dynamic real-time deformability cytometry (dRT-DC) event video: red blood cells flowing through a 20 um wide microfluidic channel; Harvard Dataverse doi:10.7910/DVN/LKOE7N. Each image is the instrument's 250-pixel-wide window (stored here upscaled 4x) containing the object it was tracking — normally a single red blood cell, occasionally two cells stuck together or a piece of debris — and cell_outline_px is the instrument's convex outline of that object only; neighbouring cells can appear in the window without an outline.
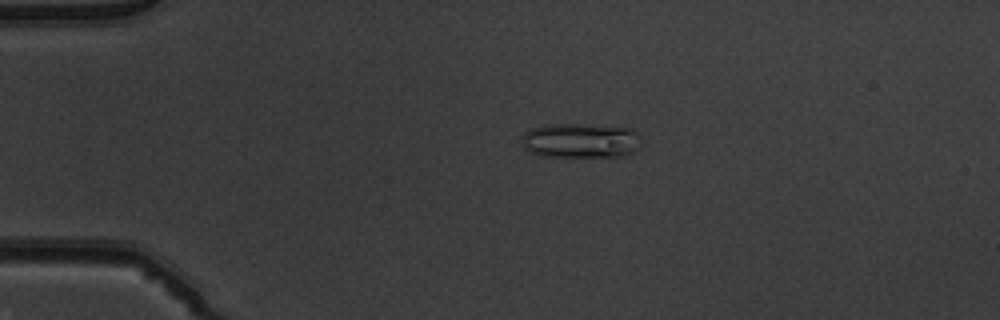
{"species": "common noctule bat (a hibernating species)", "species_latin": "Nyctalus noctula", "temperature_condition": "warm", "stored_images_in_passage": 52, "camera_frame_rate_fps": 3000, "um_per_image_px": 0.085, "animal": {"sex": "male", "body_mass_g": 19.5, "forearm_length_mm": 54.6}, "frame": {"image": 1, "passage_image": 11, "time_ms": 3.333, "image_size_px": [1000, 320], "cell_outline_px": [[640, 148], [636, 152], [628, 156], [544, 156], [532, 152], [524, 148], [524, 132], [532, 128], [552, 124], [572, 124], [632, 128], [640, 132]], "centroid_in_image_um": [49.46, 11.95], "position_along_channel_um": 35.5, "area_um2": 24.16}}
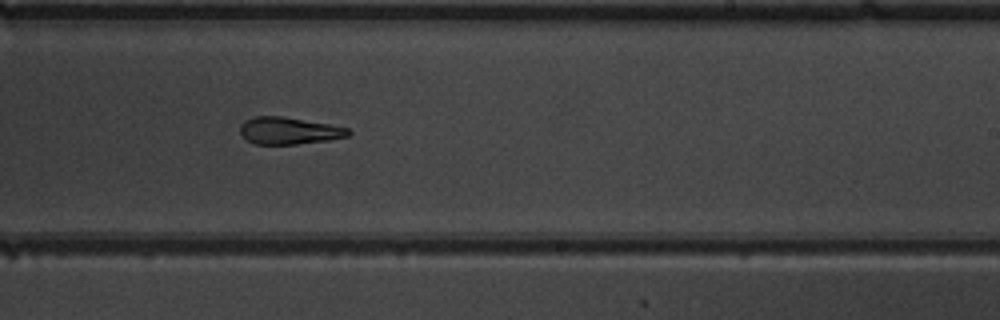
{"frame": {"image": 2, "passage_image": 32, "time_ms": 10.333, "image_size_px": [1000, 320], "cell_outline_px": [[352, 132], [348, 136], [328, 140], [296, 144], [252, 144], [240, 132], [240, 124], [244, 120], [256, 116], [284, 116], [328, 124], [348, 128]], "centroid_in_image_um": [24.54, 11.11], "position_along_channel_um": 264.5, "area_um2": 17.05}}
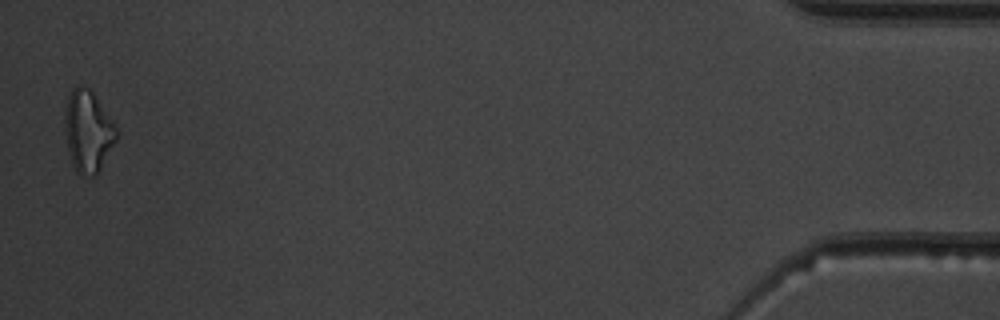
{"frame": {"image": 3, "passage_image": 51, "time_ms": 16.667, "image_size_px": [1000, 320], "cell_outline_px": [[116, 140], [96, 176], [92, 176], [76, 172], [72, 164], [68, 152], [64, 128], [64, 116], [68, 96], [72, 88], [80, 84], [88, 88], [92, 92], [116, 128]], "centroid_in_image_um": [7.43, 11.16], "position_along_channel_um": 427.8, "area_um2": 24.16}, "authors_computed_cell_mechanics": {"area_um2": 18.8717, "velocity_mm_per_s": 3.9162, "shape_relaxation_time_tau1_ms": 5.2778, "shape_relaxation_time_tau2_ms": 3.7302, "deformation_change_tau1": 0.1823, "deformation_change_tau2": 0.1597}}